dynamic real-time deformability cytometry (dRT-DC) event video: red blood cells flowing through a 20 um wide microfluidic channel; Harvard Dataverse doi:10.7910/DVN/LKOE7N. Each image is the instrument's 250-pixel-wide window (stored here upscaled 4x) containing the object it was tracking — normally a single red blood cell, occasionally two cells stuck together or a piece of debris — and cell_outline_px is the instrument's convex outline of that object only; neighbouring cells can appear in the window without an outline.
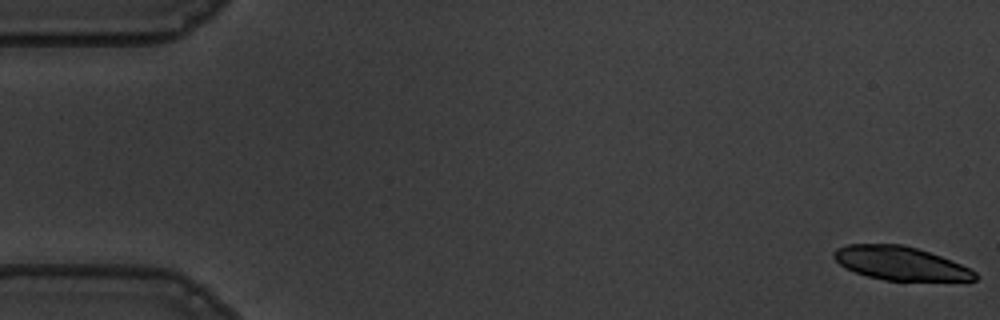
{"species": "common noctule bat (a hibernating species)", "species_latin": "Nyctalus noctula", "temperature_condition": "warm", "stored_images_in_passage": 16, "camera_frame_rate_fps": 3000, "um_per_image_px": 0.085, "animal": {"sex": "male", "body_mass_g": 19.5, "forearm_length_mm": 54.6}, "frame": {"image": 1, "passage_image": 1, "time_ms": 0.0, "image_size_px": [1000, 320], "cell_outline_px": [[976, 280], [884, 280], [868, 276], [856, 272], [840, 264], [832, 256], [832, 252], [836, 248], [848, 244], [900, 244], [916, 248], [940, 256], [960, 264], [976, 272]], "centroid_in_image_um": [76.48, 22.37], "position_along_channel_um": 8.5, "area_um2": 27.11}}